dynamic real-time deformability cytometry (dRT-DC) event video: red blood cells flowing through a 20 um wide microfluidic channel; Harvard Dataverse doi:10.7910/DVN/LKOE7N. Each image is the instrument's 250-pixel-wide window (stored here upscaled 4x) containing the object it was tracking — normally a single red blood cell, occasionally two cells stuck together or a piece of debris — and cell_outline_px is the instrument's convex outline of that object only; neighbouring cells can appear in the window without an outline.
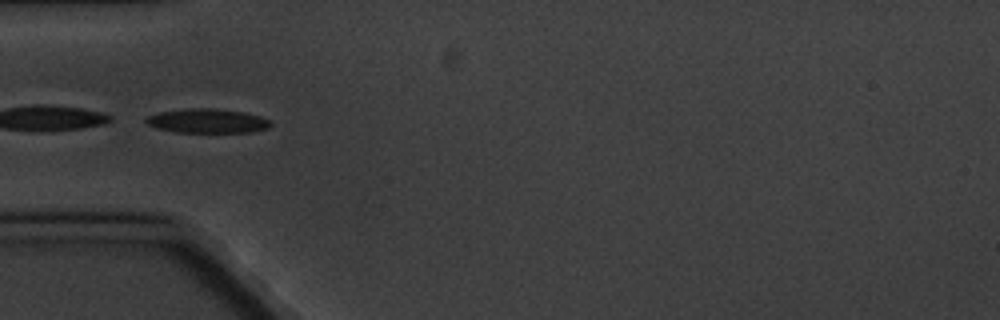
{"species": "common noctule bat (a hibernating species)", "species_latin": "Nyctalus noctula", "temperature_condition": "cold", "stored_images_in_passage": 5, "camera_frame_rate_fps": 3000, "um_per_image_px": 0.085, "animal": {"sex": "male", "body_mass_g": 20.1, "forearm_length_mm": 53.5}, "frame": {"image": 1, "passage_image": 5, "time_ms": 4.667, "image_size_px": [1000, 320], "cell_outline_px": [[272, 124], [268, 128], [252, 132], [176, 132], [156, 128], [148, 124], [144, 120], [148, 116], [160, 112], [192, 108], [216, 108], [244, 112], [260, 116], [268, 120]], "centroid_in_image_um": [17.64, 10.28], "position_along_channel_um": 67.4, "area_um2": 17.51}}